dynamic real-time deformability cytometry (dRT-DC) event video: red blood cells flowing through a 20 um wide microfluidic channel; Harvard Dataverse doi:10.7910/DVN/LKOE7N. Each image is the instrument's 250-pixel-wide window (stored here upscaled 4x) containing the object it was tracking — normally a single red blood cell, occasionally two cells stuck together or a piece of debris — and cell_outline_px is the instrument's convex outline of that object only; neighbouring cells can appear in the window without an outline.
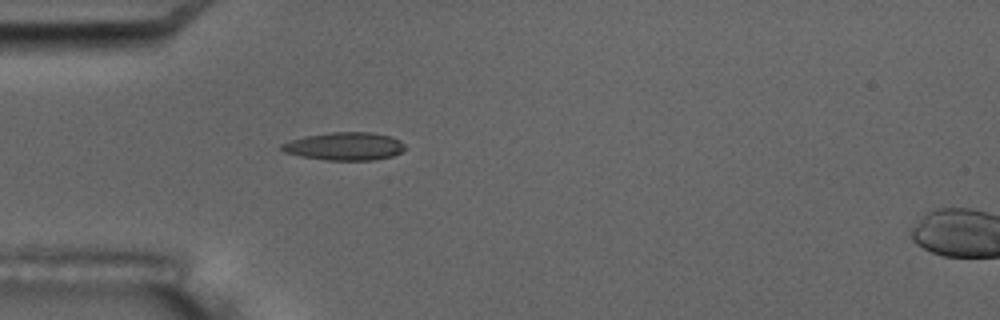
{"species": "common noctule bat (a hibernating species)", "species_latin": "Nyctalus noctula", "temperature_condition": "room temperature", "stored_images_in_passage": 4, "camera_frame_rate_fps": 3000, "um_per_image_px": 0.085, "animal": {"sex": "male", "body_mass_g": 17.5, "forearm_length_mm": 52.3}, "frame": {"image": 1, "passage_image": 3, "time_ms": 4.0, "image_size_px": [1000, 320], "cell_outline_px": [[404, 148], [400, 152], [392, 156], [372, 160], [328, 160], [300, 156], [284, 152], [280, 148], [280, 144], [288, 140], [304, 136], [332, 132], [372, 132], [392, 136], [400, 140], [404, 144]], "centroid_in_image_um": [29.26, 12.42], "position_along_channel_um": 55.7, "area_um2": 20.17}}